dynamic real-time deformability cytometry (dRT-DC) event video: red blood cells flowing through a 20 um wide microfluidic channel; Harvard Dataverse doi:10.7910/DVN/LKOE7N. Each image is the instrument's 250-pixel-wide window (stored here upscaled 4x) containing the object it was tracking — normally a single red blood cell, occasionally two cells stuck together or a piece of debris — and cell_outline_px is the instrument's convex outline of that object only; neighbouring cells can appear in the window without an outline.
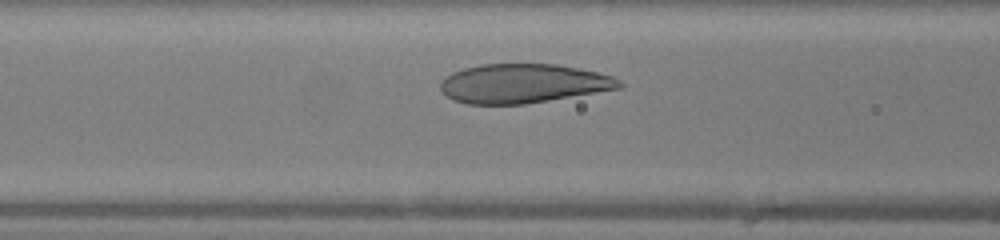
{"species": "human", "species_latin": "Homo sapiens", "temperature_condition": "warm", "stored_images_in_passage": 29, "camera_frame_rate_fps": 3000, "um_per_image_px": 0.085, "donor": {"sex": "female"}, "frame": {"image": 1, "passage_image": 10, "time_ms": 3.0, "image_size_px": [1000, 240], "cell_outline_px": [[624, 84], [620, 88], [524, 104], [464, 104], [452, 100], [440, 88], [440, 80], [444, 76], [452, 72], [464, 68], [480, 64], [556, 64], [596, 72], [612, 76], [620, 80]], "centroid_in_image_um": [44.41, 7.09], "position_along_channel_um": 122.2, "area_um2": 40.69}}
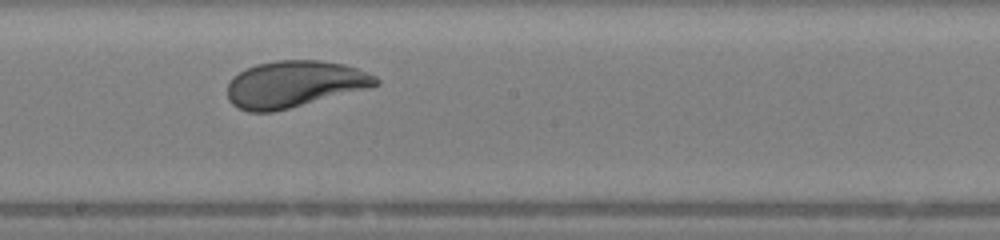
{"frame": {"image": 2, "passage_image": 17, "time_ms": 5.333, "image_size_px": [1000, 240], "cell_outline_px": [[380, 84], [368, 88], [272, 112], [248, 112], [236, 108], [228, 100], [228, 84], [240, 72], [256, 64], [276, 60], [320, 60], [344, 64], [356, 68], [376, 76], [380, 80]], "centroid_in_image_um": [25.02, 7.15], "position_along_channel_um": 223.2, "area_um2": 40.0}}
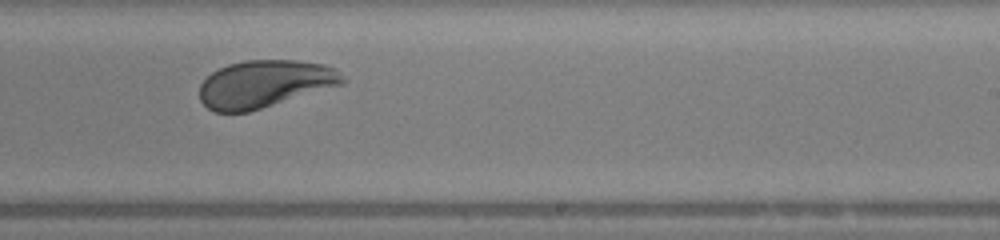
{"frame": {"image": 3, "passage_image": 20, "time_ms": 6.333, "image_size_px": [1000, 240], "cell_outline_px": [[348, 80], [344, 84], [248, 112], [216, 112], [208, 108], [200, 100], [200, 84], [212, 72], [228, 64], [244, 60], [296, 60], [324, 64], [336, 68]], "centroid_in_image_um": [22.53, 7.12], "position_along_channel_um": 266.5, "area_um2": 39.59}, "authors_computed_cell_mechanics": {"area_um2": 40.6912, "velocity_mm_per_s": 4.3527, "shape_relaxation_time_tau1_ms": 2.6574, "shape_relaxation_time_tau2_ms": 0.8011, "deformation_change_tau1": 0.1583, "deformation_change_tau2": 0.0557}}